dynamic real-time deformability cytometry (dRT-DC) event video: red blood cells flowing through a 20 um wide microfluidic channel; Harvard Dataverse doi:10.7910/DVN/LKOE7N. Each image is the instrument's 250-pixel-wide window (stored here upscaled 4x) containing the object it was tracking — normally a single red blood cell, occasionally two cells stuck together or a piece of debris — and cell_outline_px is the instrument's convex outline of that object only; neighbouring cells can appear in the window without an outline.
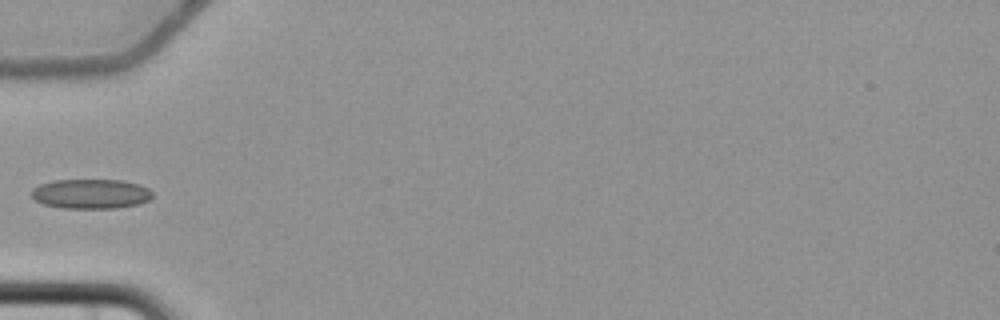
{"species": "common noctule bat (a hibernating species)", "species_latin": "Nyctalus noctula", "temperature_condition": "cold", "stored_images_in_passage": 6, "camera_frame_rate_fps": 3000, "um_per_image_px": 0.085, "animal": {"sex": "female", "body_mass_g": 22.7, "forearm_length_mm": 54.2}, "frame": {"image": 1, "passage_image": 5, "time_ms": 6.333, "image_size_px": [1000, 320], "cell_outline_px": [[152, 196], [148, 200], [140, 204], [116, 208], [64, 208], [44, 204], [36, 200], [32, 196], [32, 188], [40, 184], [52, 180], [120, 180], [140, 184], [148, 188], [152, 192]], "centroid_in_image_um": [7.73, 16.47], "position_along_channel_um": 77.3, "area_um2": 20.92}}
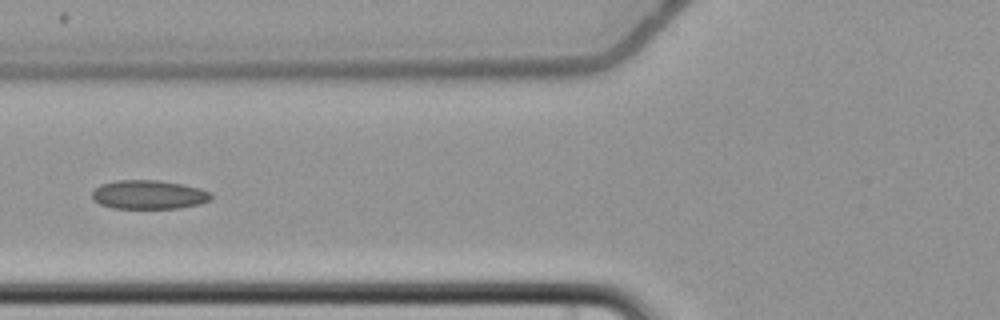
{"frame": {"image": 2, "passage_image": 6, "time_ms": 7.333, "image_size_px": [1000, 320], "cell_outline_px": [[212, 200], [200, 204], [180, 208], [112, 208], [100, 204], [92, 200], [92, 188], [100, 184], [116, 180], [160, 180], [184, 184], [200, 188], [212, 192]], "centroid_in_image_um": [12.65, 16.54], "position_along_channel_um": 113.2, "area_um2": 20.46}}